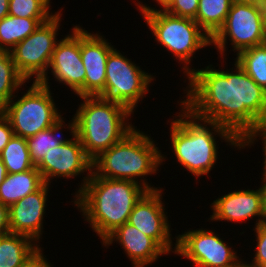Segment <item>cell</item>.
<instances>
[{"mask_svg":"<svg viewBox=\"0 0 266 267\" xmlns=\"http://www.w3.org/2000/svg\"><path fill=\"white\" fill-rule=\"evenodd\" d=\"M63 118L62 116L59 117L50 128L26 138L30 159L34 166H37L51 149L72 140L70 138L64 139L60 134V131L67 126Z\"/></svg>","mask_w":266,"mask_h":267,"instance_id":"22","label":"cell"},{"mask_svg":"<svg viewBox=\"0 0 266 267\" xmlns=\"http://www.w3.org/2000/svg\"><path fill=\"white\" fill-rule=\"evenodd\" d=\"M39 246L21 234L8 233L1 236L0 267H19Z\"/></svg>","mask_w":266,"mask_h":267,"instance_id":"21","label":"cell"},{"mask_svg":"<svg viewBox=\"0 0 266 267\" xmlns=\"http://www.w3.org/2000/svg\"><path fill=\"white\" fill-rule=\"evenodd\" d=\"M227 39L238 55L245 49L266 43L265 8L233 1L223 26L211 38L221 56H225Z\"/></svg>","mask_w":266,"mask_h":267,"instance_id":"9","label":"cell"},{"mask_svg":"<svg viewBox=\"0 0 266 267\" xmlns=\"http://www.w3.org/2000/svg\"><path fill=\"white\" fill-rule=\"evenodd\" d=\"M234 66L231 72L212 65L193 69L187 99L180 103L194 116L228 128L244 144L266 128V91L236 61Z\"/></svg>","mask_w":266,"mask_h":267,"instance_id":"1","label":"cell"},{"mask_svg":"<svg viewBox=\"0 0 266 267\" xmlns=\"http://www.w3.org/2000/svg\"><path fill=\"white\" fill-rule=\"evenodd\" d=\"M165 159L153 138L134 128L93 159L92 172L103 178L133 181L153 191L158 188L150 185L144 176L156 173Z\"/></svg>","mask_w":266,"mask_h":267,"instance_id":"4","label":"cell"},{"mask_svg":"<svg viewBox=\"0 0 266 267\" xmlns=\"http://www.w3.org/2000/svg\"><path fill=\"white\" fill-rule=\"evenodd\" d=\"M136 6L143 19L155 36V41L167 48L175 59L184 63L182 68L187 77L193 71L189 68L191 58L196 51L211 45L209 35L194 21L186 17H177L165 10L155 9L141 1ZM189 64V65H188Z\"/></svg>","mask_w":266,"mask_h":267,"instance_id":"6","label":"cell"},{"mask_svg":"<svg viewBox=\"0 0 266 267\" xmlns=\"http://www.w3.org/2000/svg\"><path fill=\"white\" fill-rule=\"evenodd\" d=\"M212 209L209 218L212 221L246 222L249 218L258 216L255 226L263 222L260 188L229 192L214 200Z\"/></svg>","mask_w":266,"mask_h":267,"instance_id":"17","label":"cell"},{"mask_svg":"<svg viewBox=\"0 0 266 267\" xmlns=\"http://www.w3.org/2000/svg\"><path fill=\"white\" fill-rule=\"evenodd\" d=\"M256 233L255 255L252 263L243 262V267H266V222H262L253 229Z\"/></svg>","mask_w":266,"mask_h":267,"instance_id":"29","label":"cell"},{"mask_svg":"<svg viewBox=\"0 0 266 267\" xmlns=\"http://www.w3.org/2000/svg\"><path fill=\"white\" fill-rule=\"evenodd\" d=\"M72 135V140L51 149L43 160L36 166L41 173L45 183L50 184L54 178H74L79 174L87 172L83 177V183L79 185L78 191L84 187L86 181L92 174V159L86 154L79 138L76 136V121L73 117L67 126Z\"/></svg>","mask_w":266,"mask_h":267,"instance_id":"12","label":"cell"},{"mask_svg":"<svg viewBox=\"0 0 266 267\" xmlns=\"http://www.w3.org/2000/svg\"><path fill=\"white\" fill-rule=\"evenodd\" d=\"M114 47L103 36L80 27V55L85 67L84 85L75 93L98 96L105 88L106 62Z\"/></svg>","mask_w":266,"mask_h":267,"instance_id":"14","label":"cell"},{"mask_svg":"<svg viewBox=\"0 0 266 267\" xmlns=\"http://www.w3.org/2000/svg\"><path fill=\"white\" fill-rule=\"evenodd\" d=\"M153 79L150 73L113 48L106 62L105 88L98 96L118 102L134 113Z\"/></svg>","mask_w":266,"mask_h":267,"instance_id":"10","label":"cell"},{"mask_svg":"<svg viewBox=\"0 0 266 267\" xmlns=\"http://www.w3.org/2000/svg\"><path fill=\"white\" fill-rule=\"evenodd\" d=\"M45 184L36 166L21 173H8L0 185V203L10 207Z\"/></svg>","mask_w":266,"mask_h":267,"instance_id":"19","label":"cell"},{"mask_svg":"<svg viewBox=\"0 0 266 267\" xmlns=\"http://www.w3.org/2000/svg\"><path fill=\"white\" fill-rule=\"evenodd\" d=\"M9 15V0H0V20Z\"/></svg>","mask_w":266,"mask_h":267,"instance_id":"35","label":"cell"},{"mask_svg":"<svg viewBox=\"0 0 266 267\" xmlns=\"http://www.w3.org/2000/svg\"><path fill=\"white\" fill-rule=\"evenodd\" d=\"M162 188L147 191L135 204L128 223L152 238L166 253L175 254L176 243L172 244L170 224L162 203ZM173 247V248H172ZM174 251H172V250Z\"/></svg>","mask_w":266,"mask_h":267,"instance_id":"13","label":"cell"},{"mask_svg":"<svg viewBox=\"0 0 266 267\" xmlns=\"http://www.w3.org/2000/svg\"><path fill=\"white\" fill-rule=\"evenodd\" d=\"M60 11L51 17L48 21L41 23L40 26L20 41L11 51L13 62L18 73L28 81L30 78L33 82H39L46 87H50L48 68L57 40V32L61 22ZM33 76V77H32Z\"/></svg>","mask_w":266,"mask_h":267,"instance_id":"8","label":"cell"},{"mask_svg":"<svg viewBox=\"0 0 266 267\" xmlns=\"http://www.w3.org/2000/svg\"><path fill=\"white\" fill-rule=\"evenodd\" d=\"M7 174H8L7 169L2 160L0 159V185L5 180Z\"/></svg>","mask_w":266,"mask_h":267,"instance_id":"37","label":"cell"},{"mask_svg":"<svg viewBox=\"0 0 266 267\" xmlns=\"http://www.w3.org/2000/svg\"><path fill=\"white\" fill-rule=\"evenodd\" d=\"M158 5L171 15L195 19L199 0H160Z\"/></svg>","mask_w":266,"mask_h":267,"instance_id":"28","label":"cell"},{"mask_svg":"<svg viewBox=\"0 0 266 267\" xmlns=\"http://www.w3.org/2000/svg\"><path fill=\"white\" fill-rule=\"evenodd\" d=\"M260 137V139L262 140L263 143V152H264V166H263V172L266 174V128H264L262 131H260L259 133L254 134L253 136H251L245 143H244V148L245 146H250L255 142V140L257 141V137Z\"/></svg>","mask_w":266,"mask_h":267,"instance_id":"33","label":"cell"},{"mask_svg":"<svg viewBox=\"0 0 266 267\" xmlns=\"http://www.w3.org/2000/svg\"><path fill=\"white\" fill-rule=\"evenodd\" d=\"M180 107L181 112L170 122L172 151L176 161L195 177L208 175L216 164L219 141L214 136L234 148L244 149V144L228 128L194 116L181 104Z\"/></svg>","mask_w":266,"mask_h":267,"instance_id":"3","label":"cell"},{"mask_svg":"<svg viewBox=\"0 0 266 267\" xmlns=\"http://www.w3.org/2000/svg\"><path fill=\"white\" fill-rule=\"evenodd\" d=\"M175 254L191 260L195 267H243V262L213 230H189L176 237Z\"/></svg>","mask_w":266,"mask_h":267,"instance_id":"11","label":"cell"},{"mask_svg":"<svg viewBox=\"0 0 266 267\" xmlns=\"http://www.w3.org/2000/svg\"><path fill=\"white\" fill-rule=\"evenodd\" d=\"M233 1L239 2V3L257 5L260 7L266 6V0H233Z\"/></svg>","mask_w":266,"mask_h":267,"instance_id":"36","label":"cell"},{"mask_svg":"<svg viewBox=\"0 0 266 267\" xmlns=\"http://www.w3.org/2000/svg\"><path fill=\"white\" fill-rule=\"evenodd\" d=\"M50 0H9V15L19 18H51Z\"/></svg>","mask_w":266,"mask_h":267,"instance_id":"27","label":"cell"},{"mask_svg":"<svg viewBox=\"0 0 266 267\" xmlns=\"http://www.w3.org/2000/svg\"><path fill=\"white\" fill-rule=\"evenodd\" d=\"M27 82L17 71L10 52L0 51V110ZM17 90V91H16Z\"/></svg>","mask_w":266,"mask_h":267,"instance_id":"24","label":"cell"},{"mask_svg":"<svg viewBox=\"0 0 266 267\" xmlns=\"http://www.w3.org/2000/svg\"><path fill=\"white\" fill-rule=\"evenodd\" d=\"M233 0H199L194 21L212 38L223 26Z\"/></svg>","mask_w":266,"mask_h":267,"instance_id":"23","label":"cell"},{"mask_svg":"<svg viewBox=\"0 0 266 267\" xmlns=\"http://www.w3.org/2000/svg\"><path fill=\"white\" fill-rule=\"evenodd\" d=\"M117 241L133 267H145L167 253L150 237L131 224L124 223L110 233L102 242L104 247Z\"/></svg>","mask_w":266,"mask_h":267,"instance_id":"18","label":"cell"},{"mask_svg":"<svg viewBox=\"0 0 266 267\" xmlns=\"http://www.w3.org/2000/svg\"><path fill=\"white\" fill-rule=\"evenodd\" d=\"M60 39L54 49L49 68L55 80L77 92L85 82V67L80 55V26Z\"/></svg>","mask_w":266,"mask_h":267,"instance_id":"15","label":"cell"},{"mask_svg":"<svg viewBox=\"0 0 266 267\" xmlns=\"http://www.w3.org/2000/svg\"><path fill=\"white\" fill-rule=\"evenodd\" d=\"M235 61L266 91V43L241 51Z\"/></svg>","mask_w":266,"mask_h":267,"instance_id":"26","label":"cell"},{"mask_svg":"<svg viewBox=\"0 0 266 267\" xmlns=\"http://www.w3.org/2000/svg\"><path fill=\"white\" fill-rule=\"evenodd\" d=\"M147 191L133 181L103 178L92 172L74 196V204L103 242L117 227L128 222L135 204Z\"/></svg>","mask_w":266,"mask_h":267,"instance_id":"2","label":"cell"},{"mask_svg":"<svg viewBox=\"0 0 266 267\" xmlns=\"http://www.w3.org/2000/svg\"><path fill=\"white\" fill-rule=\"evenodd\" d=\"M10 233L9 207L0 203V237Z\"/></svg>","mask_w":266,"mask_h":267,"instance_id":"32","label":"cell"},{"mask_svg":"<svg viewBox=\"0 0 266 267\" xmlns=\"http://www.w3.org/2000/svg\"><path fill=\"white\" fill-rule=\"evenodd\" d=\"M19 267H52L39 246Z\"/></svg>","mask_w":266,"mask_h":267,"instance_id":"31","label":"cell"},{"mask_svg":"<svg viewBox=\"0 0 266 267\" xmlns=\"http://www.w3.org/2000/svg\"><path fill=\"white\" fill-rule=\"evenodd\" d=\"M0 159L4 163L8 173H21L34 168L27 147L26 138L13 136L0 153Z\"/></svg>","mask_w":266,"mask_h":267,"instance_id":"25","label":"cell"},{"mask_svg":"<svg viewBox=\"0 0 266 267\" xmlns=\"http://www.w3.org/2000/svg\"><path fill=\"white\" fill-rule=\"evenodd\" d=\"M50 18H19L8 15L0 20V51L10 52L20 41Z\"/></svg>","mask_w":266,"mask_h":267,"instance_id":"20","label":"cell"},{"mask_svg":"<svg viewBox=\"0 0 266 267\" xmlns=\"http://www.w3.org/2000/svg\"><path fill=\"white\" fill-rule=\"evenodd\" d=\"M262 186L260 187L261 191V202H262V213H263V222H266V174L262 173Z\"/></svg>","mask_w":266,"mask_h":267,"instance_id":"34","label":"cell"},{"mask_svg":"<svg viewBox=\"0 0 266 267\" xmlns=\"http://www.w3.org/2000/svg\"><path fill=\"white\" fill-rule=\"evenodd\" d=\"M26 91L17 101L12 98L0 110L9 120L14 135L22 138L50 128L62 116L56 108L50 87L33 82Z\"/></svg>","mask_w":266,"mask_h":267,"instance_id":"7","label":"cell"},{"mask_svg":"<svg viewBox=\"0 0 266 267\" xmlns=\"http://www.w3.org/2000/svg\"><path fill=\"white\" fill-rule=\"evenodd\" d=\"M80 98L83 102L74 115L76 136L93 160L135 128L128 122L133 113L126 106L99 96Z\"/></svg>","mask_w":266,"mask_h":267,"instance_id":"5","label":"cell"},{"mask_svg":"<svg viewBox=\"0 0 266 267\" xmlns=\"http://www.w3.org/2000/svg\"><path fill=\"white\" fill-rule=\"evenodd\" d=\"M14 136L9 120L0 111V153Z\"/></svg>","mask_w":266,"mask_h":267,"instance_id":"30","label":"cell"},{"mask_svg":"<svg viewBox=\"0 0 266 267\" xmlns=\"http://www.w3.org/2000/svg\"><path fill=\"white\" fill-rule=\"evenodd\" d=\"M49 185L45 183L40 189L9 207L10 233L27 236L39 243L42 236Z\"/></svg>","mask_w":266,"mask_h":267,"instance_id":"16","label":"cell"}]
</instances>
